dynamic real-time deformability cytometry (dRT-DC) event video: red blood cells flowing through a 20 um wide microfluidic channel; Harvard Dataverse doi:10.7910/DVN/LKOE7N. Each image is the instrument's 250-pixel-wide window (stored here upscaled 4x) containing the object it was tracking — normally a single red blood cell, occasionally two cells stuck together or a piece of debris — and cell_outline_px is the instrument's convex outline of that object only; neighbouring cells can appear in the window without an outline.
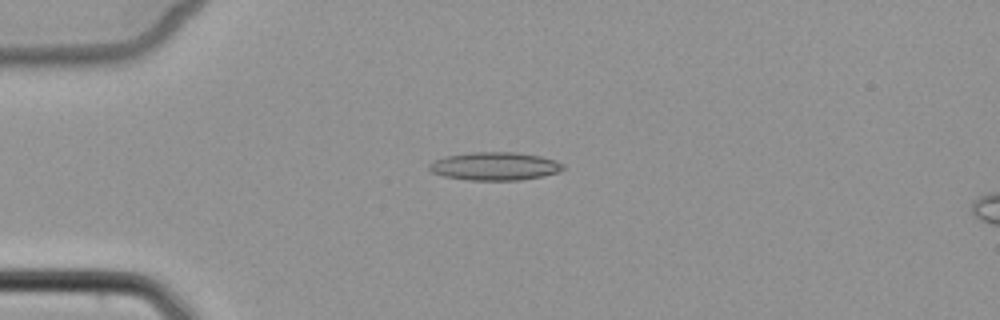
{"species": "common noctule bat (a hibernating species)", "species_latin": "Nyctalus noctula", "temperature_condition": "cold", "stored_images_in_passage": 6, "camera_frame_rate_fps": 3000, "um_per_image_px": 0.085, "animal": {"sex": "female", "body_mass_g": 22.7, "forearm_length_mm": 54.2}, "frame": {"image": 1, "passage_image": 2, "time_ms": 1.333, "image_size_px": [1000, 320], "cell_outline_px": [[564, 168], [556, 172], [544, 176], [520, 180], [468, 180], [444, 176], [432, 172], [428, 168], [428, 164], [432, 160], [444, 156], [472, 152], [516, 152], [540, 156], [556, 160], [564, 164]], "centroid_in_image_um": [42.03, 14.12], "position_along_channel_um": 43.0, "area_um2": 22.08}}
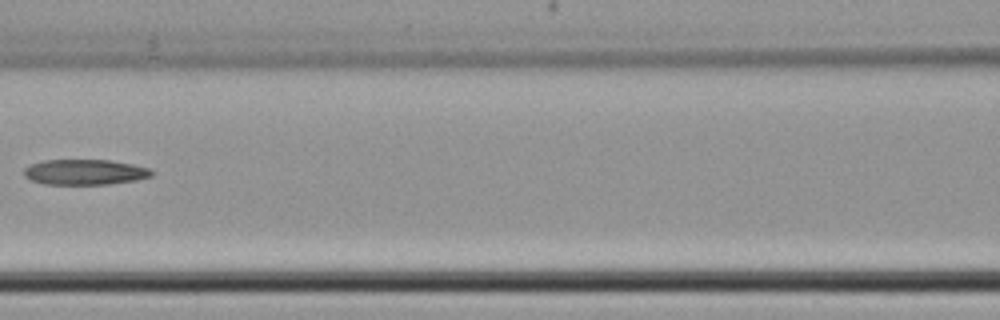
{"frame": {"image": 2, "passage_image": 5, "time_ms": 5.0, "image_size_px": [1000, 320], "cell_outline_px": [[152, 176], [136, 180], [108, 184], [44, 184], [32, 180], [24, 176], [24, 168], [32, 164], [44, 160], [112, 160], [132, 164], [148, 168], [152, 172]], "centroid_in_image_um": [7.21, 14.62], "position_along_channel_um": 159.4, "area_um2": 18.79}}
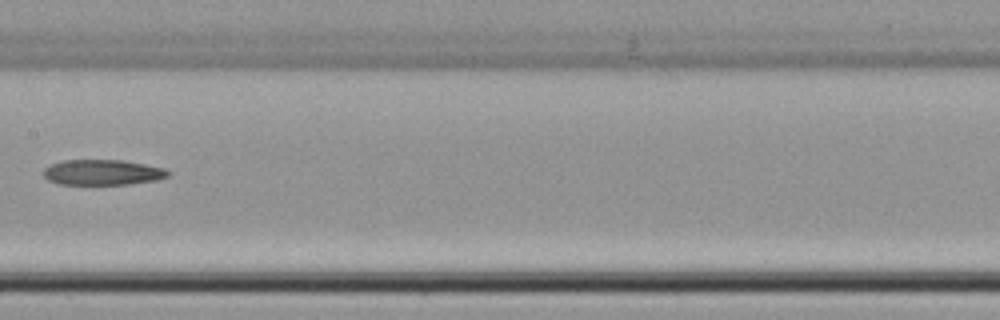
{"frame": {"image": 3, "passage_image": 6, "time_ms": 6.0, "image_size_px": [1000, 320], "cell_outline_px": [[172, 172], [168, 176], [156, 180], [128, 184], [60, 184], [48, 180], [44, 176], [44, 168], [52, 164], [64, 160], [124, 160], [164, 168]], "centroid_in_image_um": [8.74, 14.64], "position_along_channel_um": 198.7, "area_um2": 18.38}}